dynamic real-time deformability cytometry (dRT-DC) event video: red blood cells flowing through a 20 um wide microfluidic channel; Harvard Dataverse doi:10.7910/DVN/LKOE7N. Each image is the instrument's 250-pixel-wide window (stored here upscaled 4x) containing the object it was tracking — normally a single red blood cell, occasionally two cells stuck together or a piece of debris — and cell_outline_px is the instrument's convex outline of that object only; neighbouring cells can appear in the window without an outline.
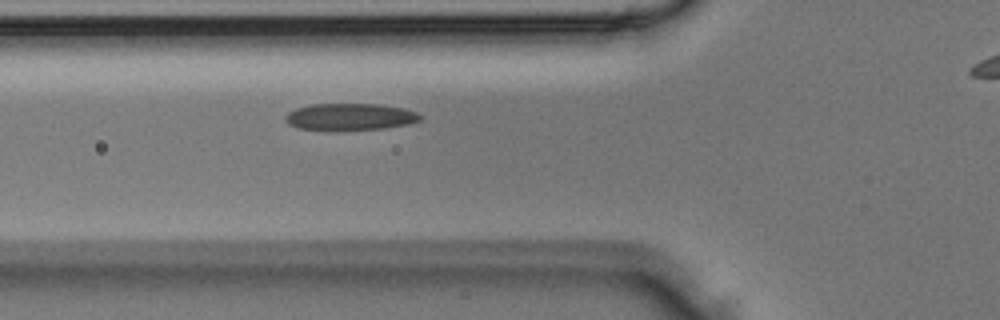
{"species": "Egyptian fruit bat (a non-hibernating species)", "species_latin": "Rousettus aegyptiacus", "temperature_condition": "room temperature", "stored_images_in_passage": 2, "camera_frame_rate_fps": 3000, "um_per_image_px": 0.085, "animal": {"sex": "male"}, "frame": {"image": 1, "passage_image": 2, "time_ms": 0.333, "image_size_px": [1000, 320], "cell_outline_px": [[420, 120], [408, 124], [384, 128], [336, 132], [328, 132], [296, 128], [288, 124], [284, 120], [284, 116], [288, 112], [296, 108], [312, 104], [376, 104], [404, 108], [416, 112], [420, 116]], "centroid_in_image_um": [29.66, 9.96], "position_along_channel_um": 96.1, "area_um2": 21.73}}